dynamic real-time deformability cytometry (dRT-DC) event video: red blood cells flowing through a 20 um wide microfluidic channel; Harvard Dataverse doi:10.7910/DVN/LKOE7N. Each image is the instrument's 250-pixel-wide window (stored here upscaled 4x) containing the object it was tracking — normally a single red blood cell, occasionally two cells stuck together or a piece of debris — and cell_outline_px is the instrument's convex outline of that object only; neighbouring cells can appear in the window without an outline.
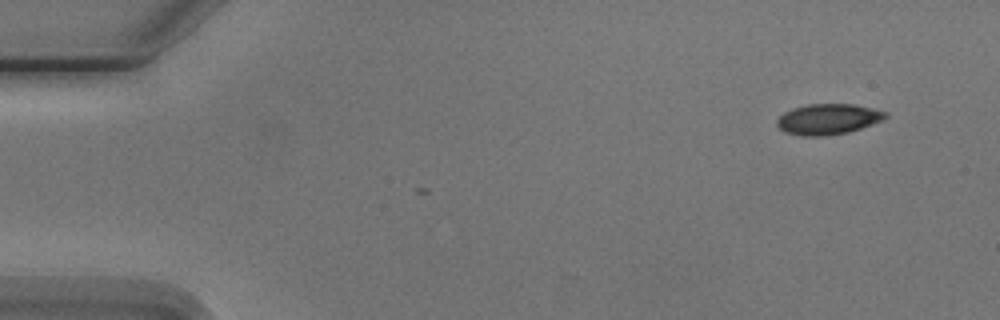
{"species": "Egyptian fruit bat (a non-hibernating species)", "species_latin": "Rousettus aegyptiacus", "temperature_condition": "cold", "stored_images_in_passage": 3, "camera_frame_rate_fps": 3000, "um_per_image_px": 0.085, "animal": {"sex": "male"}, "frame": {"image": 1, "passage_image": 3, "time_ms": 2.333, "image_size_px": [1000, 320], "cell_outline_px": [[888, 116], [872, 124], [848, 132], [824, 136], [804, 136], [784, 132], [776, 124], [776, 120], [784, 112], [792, 108], [808, 104], [852, 104], [872, 108], [888, 112]], "centroid_in_image_um": [70.36, 10.12], "position_along_channel_um": 14.6, "area_um2": 19.31}}